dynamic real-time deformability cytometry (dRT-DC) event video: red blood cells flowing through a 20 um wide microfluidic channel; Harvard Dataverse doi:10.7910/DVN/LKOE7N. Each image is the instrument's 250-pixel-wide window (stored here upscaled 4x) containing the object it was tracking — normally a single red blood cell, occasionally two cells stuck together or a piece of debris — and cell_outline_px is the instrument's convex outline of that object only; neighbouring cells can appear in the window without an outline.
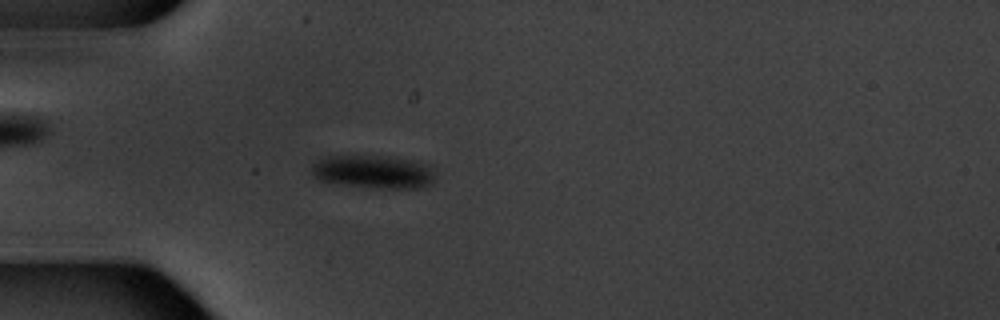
{"species": "common noctule bat (a hibernating species)", "species_latin": "Nyctalus noctula", "temperature_condition": "warm", "stored_images_in_passage": 5, "camera_frame_rate_fps": 3000, "um_per_image_px": 0.085, "animal": {"sex": "male", "body_mass_g": 20.1, "forearm_length_mm": 53.5}, "frame": {"image": 1, "passage_image": 4, "time_ms": 4.667, "image_size_px": [1000, 320], "cell_outline_px": [[432, 184], [424, 188], [380, 188], [348, 184], [320, 180], [312, 176], [312, 164], [328, 156], [388, 156], [416, 160], [432, 164]], "centroid_in_image_um": [31.82, 14.59], "position_along_channel_um": 53.2, "area_um2": 23.81}}